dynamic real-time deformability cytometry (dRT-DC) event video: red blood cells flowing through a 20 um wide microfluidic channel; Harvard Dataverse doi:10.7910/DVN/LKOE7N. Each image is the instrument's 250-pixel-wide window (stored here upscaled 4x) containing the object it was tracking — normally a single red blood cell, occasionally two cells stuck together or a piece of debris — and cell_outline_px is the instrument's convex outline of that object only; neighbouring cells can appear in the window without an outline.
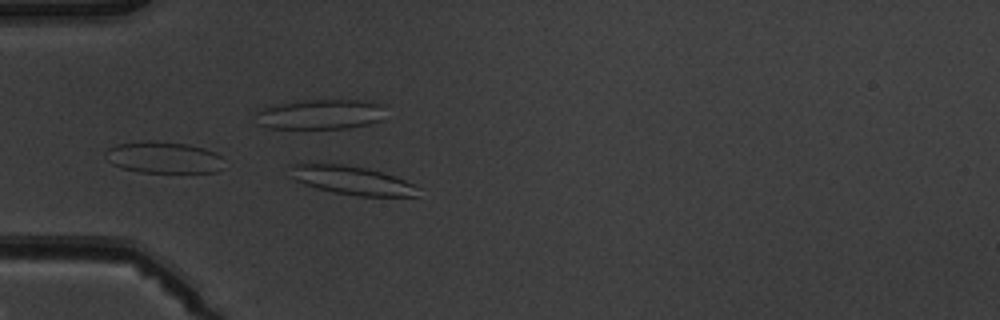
{"species": "common noctule bat (a hibernating species)", "species_latin": "Nyctalus noctula", "temperature_condition": "warm", "stored_images_in_passage": 5, "camera_frame_rate_fps": 3000, "um_per_image_px": 0.085, "animal": {"sex": "male", "body_mass_g": 19.5, "forearm_length_mm": 54.6}, "frame": {"image": 1, "passage_image": 5, "time_ms": 4.333, "image_size_px": [1000, 320], "cell_outline_px": [[420, 188], [416, 196], [356, 196], [316, 188], [296, 180], [288, 176], [288, 164], [344, 164], [364, 168], [396, 176]], "centroid_in_image_um": [29.87, 15.32], "position_along_channel_um": 55.1, "area_um2": 21.21}}